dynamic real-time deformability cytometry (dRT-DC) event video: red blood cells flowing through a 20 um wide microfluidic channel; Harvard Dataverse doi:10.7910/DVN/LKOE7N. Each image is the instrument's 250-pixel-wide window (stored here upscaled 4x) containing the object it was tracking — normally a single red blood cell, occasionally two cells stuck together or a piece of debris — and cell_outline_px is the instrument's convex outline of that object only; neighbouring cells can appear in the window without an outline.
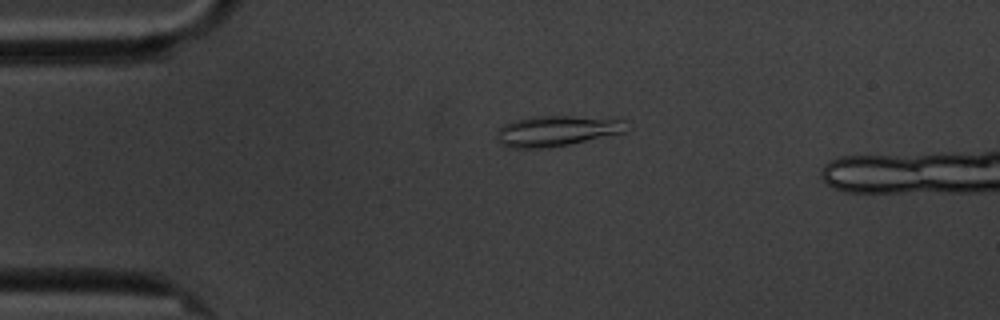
{"species": "common noctule bat (a hibernating species)", "species_latin": "Nyctalus noctula", "temperature_condition": "cold", "stored_images_in_passage": 6, "camera_frame_rate_fps": 3000, "um_per_image_px": 0.085, "animal": {"sex": "male", "body_mass_g": 20.1, "forearm_length_mm": 53.5}, "frame": {"image": 1, "passage_image": 4, "time_ms": 3.667, "image_size_px": [1000, 320], "cell_outline_px": [[628, 120], [624, 132], [568, 144], [544, 148], [512, 148], [500, 144], [496, 136], [496, 132], [504, 124], [528, 116], [572, 116]], "centroid_in_image_um": [47.27, 11.12], "position_along_channel_um": 37.7, "area_um2": 22.89}}